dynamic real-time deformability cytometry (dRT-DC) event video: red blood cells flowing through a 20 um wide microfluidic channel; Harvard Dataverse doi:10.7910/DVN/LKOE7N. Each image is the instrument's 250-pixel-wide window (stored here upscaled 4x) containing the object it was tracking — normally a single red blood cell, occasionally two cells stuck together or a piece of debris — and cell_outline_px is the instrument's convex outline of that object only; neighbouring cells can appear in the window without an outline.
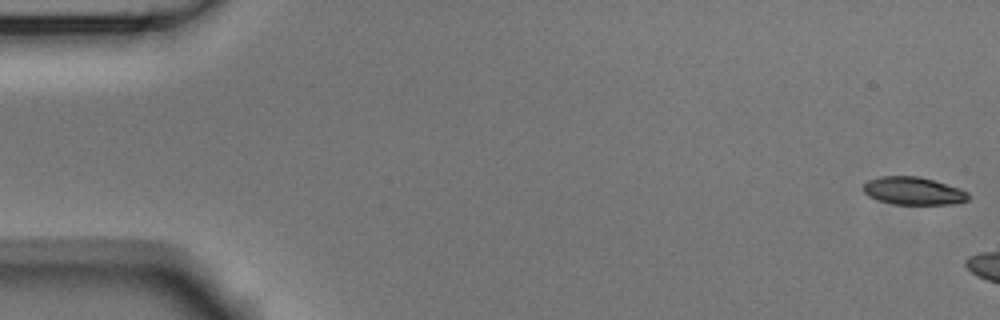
{"species": "Egyptian fruit bat (a non-hibernating species)", "species_latin": "Rousettus aegyptiacus", "temperature_condition": "room temperature", "stored_images_in_passage": 3, "camera_frame_rate_fps": 3000, "um_per_image_px": 0.085, "animal": {"sex": "male"}, "frame": {"image": 1, "passage_image": 1, "time_ms": 0.0, "image_size_px": [1000, 320], "cell_outline_px": [[972, 196], [968, 200], [960, 204], [892, 204], [876, 200], [868, 196], [864, 192], [864, 184], [868, 180], [880, 176], [920, 176], [960, 188], [968, 192]], "centroid_in_image_um": [77.68, 16.23], "position_along_channel_um": 7.3, "area_um2": 17.28}}